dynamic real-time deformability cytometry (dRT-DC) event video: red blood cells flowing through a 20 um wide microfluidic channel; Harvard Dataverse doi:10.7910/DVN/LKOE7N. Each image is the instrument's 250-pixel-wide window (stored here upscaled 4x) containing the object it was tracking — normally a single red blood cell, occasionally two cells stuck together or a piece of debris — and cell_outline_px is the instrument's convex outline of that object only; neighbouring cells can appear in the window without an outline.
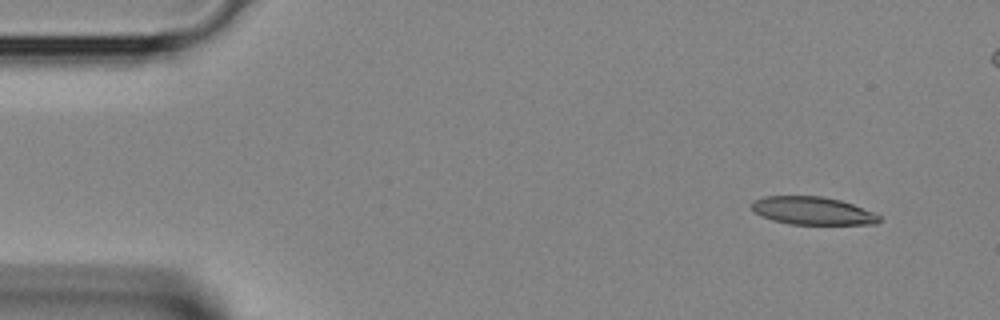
{"species": "Egyptian fruit bat (a non-hibernating species)", "species_latin": "Rousettus aegyptiacus", "temperature_condition": "room temperature", "stored_images_in_passage": 4, "camera_frame_rate_fps": 3000, "um_per_image_px": 0.085, "animal": {"sex": "female"}, "frame": {"image": 1, "passage_image": 1, "time_ms": 0.0, "image_size_px": [1000, 320], "cell_outline_px": [[880, 220], [876, 224], [792, 224], [772, 220], [756, 212], [752, 208], [752, 200], [764, 196], [824, 196], [840, 200], [852, 204], [872, 212], [880, 216]], "centroid_in_image_um": [69.06, 17.91], "position_along_channel_um": 15.9, "area_um2": 20.52}}